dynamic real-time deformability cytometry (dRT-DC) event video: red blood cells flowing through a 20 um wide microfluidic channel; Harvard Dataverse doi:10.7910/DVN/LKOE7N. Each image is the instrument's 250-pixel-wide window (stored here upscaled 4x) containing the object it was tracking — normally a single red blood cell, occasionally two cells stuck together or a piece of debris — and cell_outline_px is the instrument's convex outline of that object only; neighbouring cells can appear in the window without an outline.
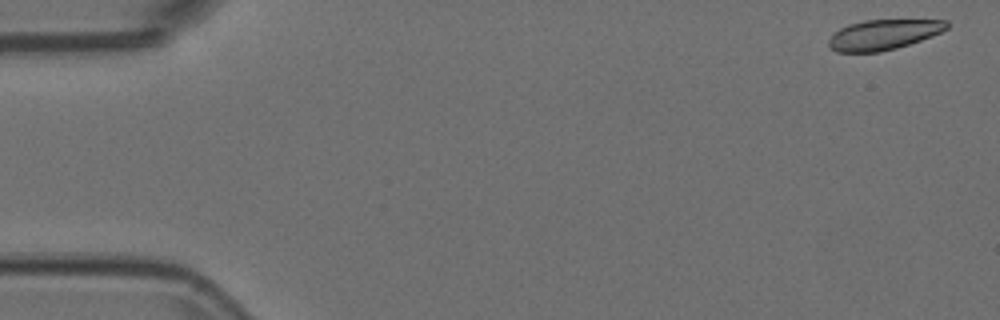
{"species": "Egyptian fruit bat (a non-hibernating species)", "species_latin": "Rousettus aegyptiacus", "temperature_condition": "room temperature", "stored_images_in_passage": 54, "camera_frame_rate_fps": 3000, "um_per_image_px": 0.085, "animal": {"sex": "female"}, "frame": {"image": 1, "passage_image": 1, "time_ms": 0.0, "image_size_px": [1000, 320], "cell_outline_px": [[948, 28], [932, 36], [896, 48], [880, 52], [836, 52], [828, 48], [828, 40], [840, 28], [848, 24], [864, 20], [948, 20]], "centroid_in_image_um": [75.06, 2.95], "position_along_channel_um": 9.9, "area_um2": 20.69}}
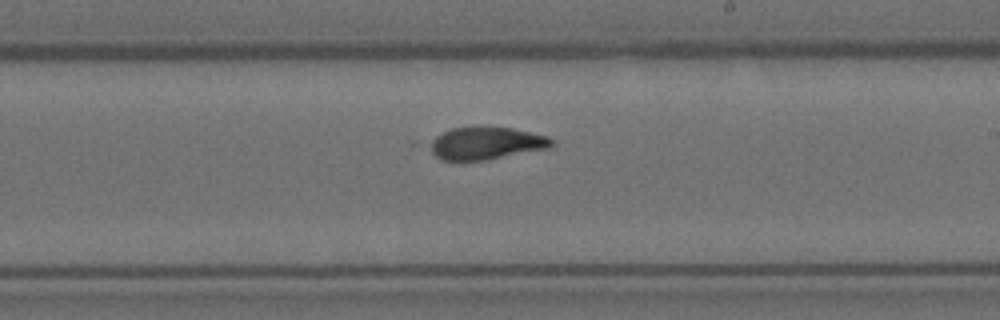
{"frame": {"image": 2, "passage_image": 31, "time_ms": 10.0, "image_size_px": [1000, 320], "cell_outline_px": [[556, 144], [552, 148], [484, 160], [460, 164], [440, 160], [424, 144], [428, 140], [452, 128], [512, 128], [548, 136], [556, 140]], "centroid_in_image_um": [41.27, 12.23], "position_along_channel_um": 247.7, "area_um2": 23.81}}
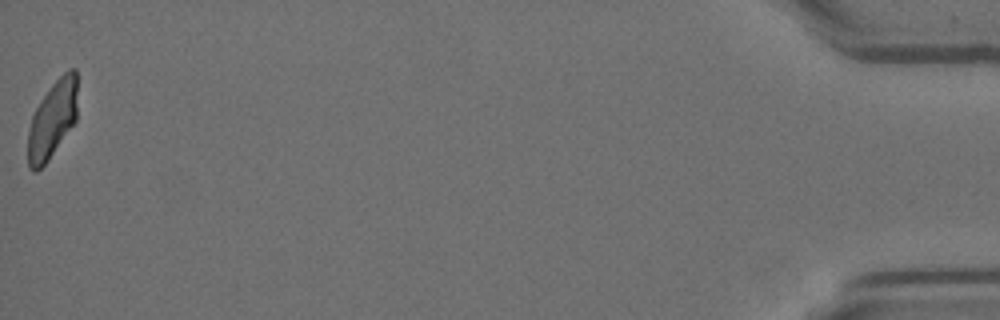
{"frame": {"image": 3, "passage_image": 54, "time_ms": 17.667, "image_size_px": [1000, 320], "cell_outline_px": [[76, 120], [48, 160], [36, 172], [32, 172], [28, 168], [28, 132], [32, 116], [36, 108], [52, 84], [68, 68], [76, 68]], "centroid_in_image_um": [4.44, 10.17], "position_along_channel_um": 430.8, "area_um2": 21.96}}